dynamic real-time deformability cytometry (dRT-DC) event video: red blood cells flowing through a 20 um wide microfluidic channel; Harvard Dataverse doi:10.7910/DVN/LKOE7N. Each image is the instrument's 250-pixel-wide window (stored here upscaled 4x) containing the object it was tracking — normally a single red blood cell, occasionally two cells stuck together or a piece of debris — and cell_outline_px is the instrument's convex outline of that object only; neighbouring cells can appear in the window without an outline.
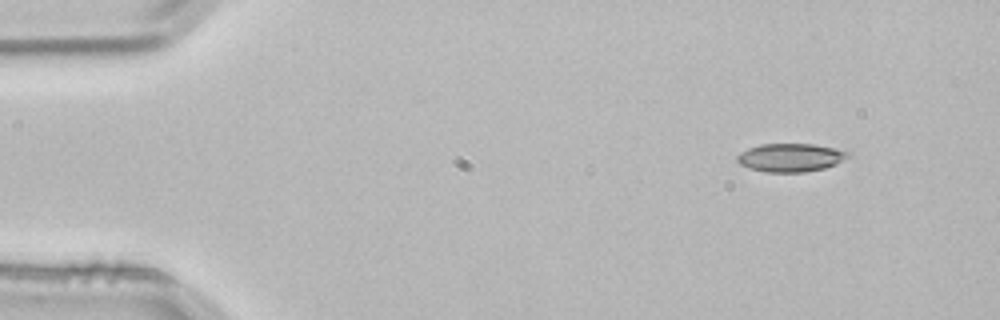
{"species": "common noctule bat (a hibernating species)", "species_latin": "Nyctalus noctula", "temperature_condition": "room temperature", "stored_images_in_passage": 3, "camera_frame_rate_fps": 3000, "um_per_image_px": 0.085, "animal": {"sex": "male", "body_mass_g": 21.5, "forearm_length_mm": 52.0}, "frame": {"image": 1, "passage_image": 1, "time_ms": 0.0, "image_size_px": [1000, 320], "cell_outline_px": [[852, 156], [836, 164], [824, 168], [804, 172], [768, 172], [748, 168], [740, 164], [736, 160], [736, 156], [740, 152], [748, 148], [760, 144], [812, 144], [836, 148], [852, 152]], "centroid_in_image_um": [67.23, 13.39], "position_along_channel_um": 17.8, "area_um2": 18.5}}